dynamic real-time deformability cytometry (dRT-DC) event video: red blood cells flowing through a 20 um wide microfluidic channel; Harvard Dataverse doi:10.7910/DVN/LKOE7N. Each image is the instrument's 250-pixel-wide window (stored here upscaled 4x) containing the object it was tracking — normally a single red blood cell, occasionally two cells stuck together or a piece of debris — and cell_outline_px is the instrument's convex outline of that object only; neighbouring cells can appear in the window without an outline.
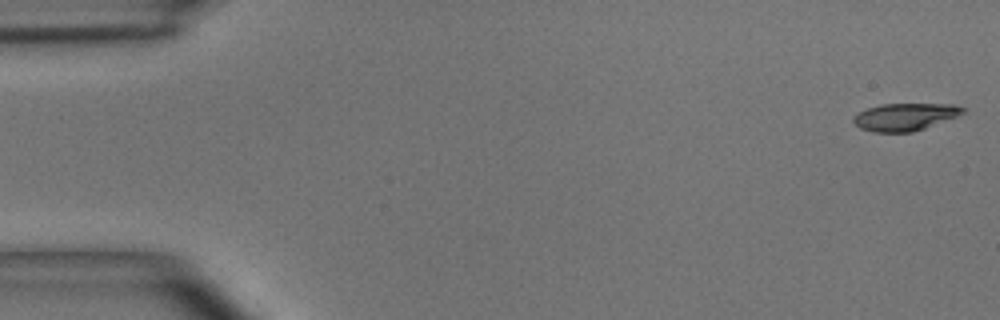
{"species": "common noctule bat (a hibernating species)", "species_latin": "Nyctalus noctula", "temperature_condition": "room temperature", "stored_images_in_passage": 49, "camera_frame_rate_fps": 3000, "um_per_image_px": 0.085, "animal": {"sex": "male", "body_mass_g": 15.6}, "frame": {"image": 1, "passage_image": 1, "time_ms": 0.0, "image_size_px": [1000, 320], "cell_outline_px": [[964, 112], [956, 116], [924, 128], [912, 132], [872, 132], [860, 128], [852, 120], [860, 112], [868, 108], [884, 104], [956, 104], [964, 108]], "centroid_in_image_um": [76.92, 9.93], "position_along_channel_um": 8.1, "area_um2": 17.11}}
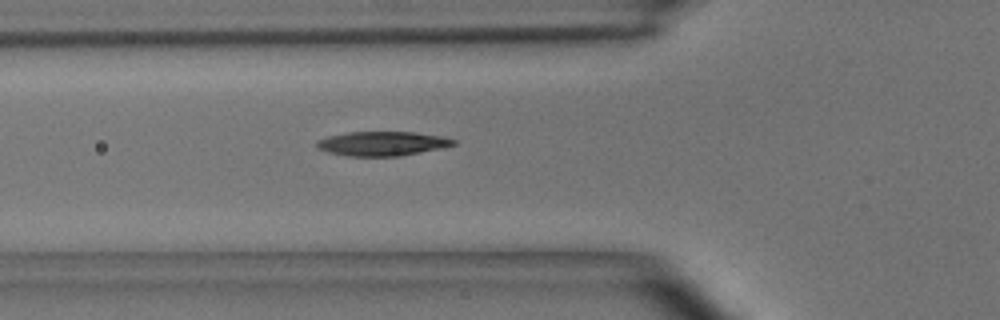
{"frame": {"image": 2, "passage_image": 17, "time_ms": 5.333, "image_size_px": [1000, 320], "cell_outline_px": [[456, 144], [440, 148], [400, 156], [348, 156], [328, 152], [316, 148], [316, 140], [328, 136], [348, 132], [416, 132], [444, 136], [456, 140]], "centroid_in_image_um": [32.48, 12.2], "position_along_channel_um": 93.3, "area_um2": 19.42}}
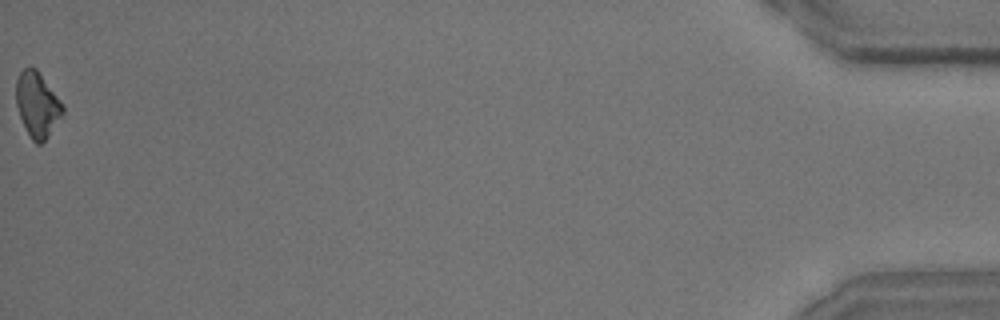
{"frame": {"image": 3, "passage_image": 49, "time_ms": 16.0, "image_size_px": [1000, 320], "cell_outline_px": [[64, 112], [48, 136], [40, 144], [36, 144], [32, 140], [20, 116], [16, 104], [16, 80], [20, 72], [24, 68], [36, 68], [64, 104]], "centroid_in_image_um": [3.18, 8.88], "position_along_channel_um": 432.0, "area_um2": 17.46}, "authors_computed_cell_mechanics": {"area_um2": 18.785, "velocity_mm_per_s": 4.0733, "shape_relaxation_time_tau1_ms": 2.9786, "shape_relaxation_time_tau2_ms": 7.6059, "deformation_change_tau1": 0.1187, "deformation_change_tau2": 0.1878}}